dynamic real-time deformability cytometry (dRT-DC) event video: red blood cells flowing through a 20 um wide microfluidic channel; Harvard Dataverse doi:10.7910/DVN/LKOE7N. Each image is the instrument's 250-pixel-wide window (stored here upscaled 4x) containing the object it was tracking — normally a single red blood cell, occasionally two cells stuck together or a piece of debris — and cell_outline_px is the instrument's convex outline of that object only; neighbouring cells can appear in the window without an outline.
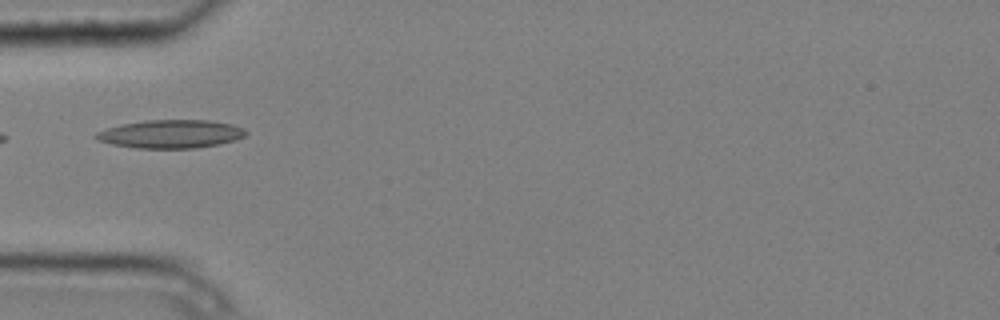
{"species": "common noctule bat (a hibernating species)", "species_latin": "Nyctalus noctula", "temperature_condition": "cold", "stored_images_in_passage": 2, "camera_frame_rate_fps": 3000, "um_per_image_px": 0.085, "animal": {"sex": "male", "body_mass_g": 20.4}, "frame": {"image": 1, "passage_image": 2, "time_ms": 0.333, "image_size_px": [1000, 320], "cell_outline_px": [[248, 132], [244, 136], [236, 140], [220, 144], [196, 148], [136, 148], [112, 144], [96, 140], [92, 136], [96, 132], [108, 128], [124, 124], [144, 120], [212, 120], [232, 124], [244, 128]], "centroid_in_image_um": [14.53, 11.39], "position_along_channel_um": 70.5, "area_um2": 24.85}}